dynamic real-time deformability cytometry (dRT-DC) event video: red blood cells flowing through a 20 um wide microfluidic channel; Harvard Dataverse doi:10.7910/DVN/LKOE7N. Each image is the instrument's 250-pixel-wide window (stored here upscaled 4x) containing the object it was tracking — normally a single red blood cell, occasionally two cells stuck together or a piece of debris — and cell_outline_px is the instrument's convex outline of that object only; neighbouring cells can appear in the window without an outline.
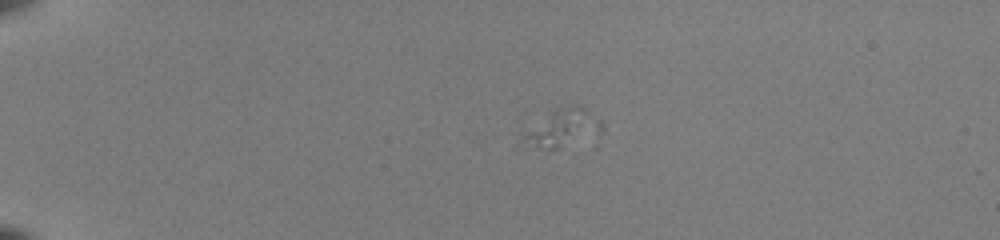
{"species": "common noctule bat (a hibernating species)", "species_latin": "Nyctalus noctula", "temperature_condition": "room temperature", "stored_images_in_passage": 3, "camera_frame_rate_fps": 3000, "um_per_image_px": 0.085, "animal": {"sex": "female", "body_mass_g": 22.0, "forearm_length_mm": 56.7}, "frame": {"image": 1, "passage_image": 1, "time_ms": 0.0, "image_size_px": [1000, 240], "cell_outline_px": [[584, 112], [560, 148], [540, 148], [524, 144], [524, 128], [548, 112], [556, 108], [568, 104], [580, 104]], "centroid_in_image_um": [47.01, 10.8], "position_along_channel_um": 38.0, "area_um2": 12.31}}